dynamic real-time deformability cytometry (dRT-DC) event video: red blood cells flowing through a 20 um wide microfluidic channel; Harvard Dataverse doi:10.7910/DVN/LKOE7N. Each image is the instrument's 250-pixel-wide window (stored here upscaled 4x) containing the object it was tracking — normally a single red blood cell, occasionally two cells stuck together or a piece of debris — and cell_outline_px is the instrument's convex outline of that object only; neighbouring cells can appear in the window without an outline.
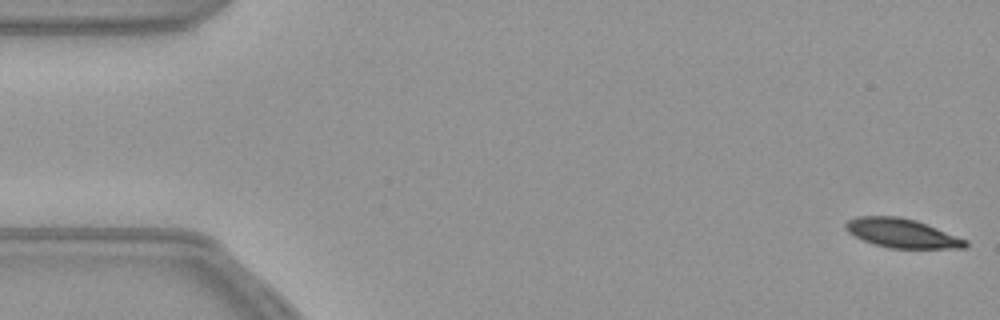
{"species": "common noctule bat (a hibernating species)", "species_latin": "Nyctalus noctula", "temperature_condition": "warm", "stored_images_in_passage": 11, "camera_frame_rate_fps": 3000, "um_per_image_px": 0.085, "animal": {"sex": "female", "body_mass_g": 21.9}, "frame": {"image": 1, "passage_image": 1, "time_ms": 0.0, "image_size_px": [1000, 320], "cell_outline_px": [[968, 244], [964, 248], [888, 248], [872, 244], [848, 232], [844, 228], [844, 224], [848, 220], [856, 216], [900, 216], [916, 220], [968, 240]], "centroid_in_image_um": [76.64, 19.81], "position_along_channel_um": 8.4, "area_um2": 20.35}}